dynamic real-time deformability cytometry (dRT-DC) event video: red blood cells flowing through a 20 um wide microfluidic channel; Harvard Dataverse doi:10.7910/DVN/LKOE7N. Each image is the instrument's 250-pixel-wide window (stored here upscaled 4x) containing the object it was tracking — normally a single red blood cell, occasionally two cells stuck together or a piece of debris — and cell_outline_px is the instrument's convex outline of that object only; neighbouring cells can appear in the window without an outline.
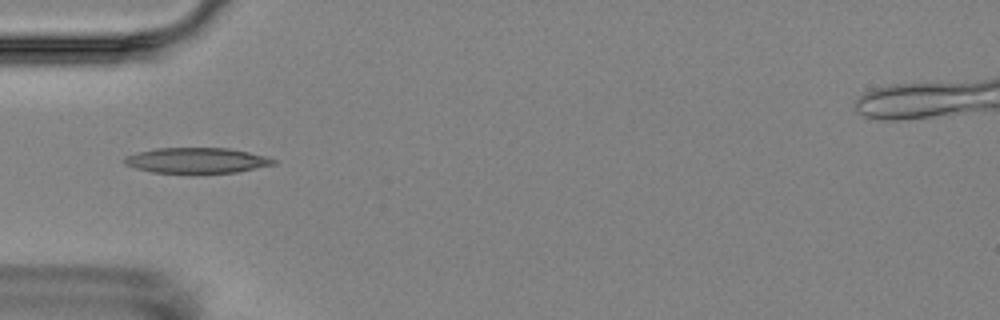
{"species": "Egyptian fruit bat (a non-hibernating species)", "species_latin": "Rousettus aegyptiacus", "temperature_condition": "room temperature", "stored_images_in_passage": 2, "camera_frame_rate_fps": 3000, "um_per_image_px": 0.085, "animal": {"sex": "female"}, "frame": {"image": 1, "passage_image": 1, "time_ms": 0.0, "image_size_px": [1000, 320], "cell_outline_px": [[276, 164], [236, 172], [196, 176], [152, 172], [136, 168], [124, 164], [124, 156], [136, 152], [156, 148], [228, 148], [268, 156], [276, 160]], "centroid_in_image_um": [16.71, 13.68], "position_along_channel_um": 68.3, "area_um2": 23.12}}
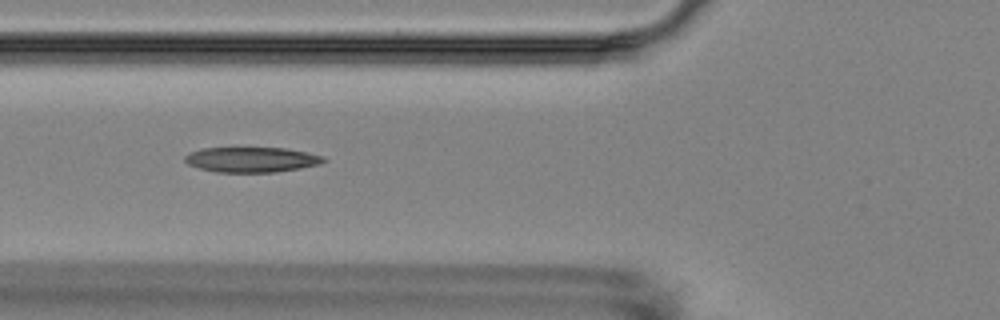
{"frame": {"image": 2, "passage_image": 2, "time_ms": 1.0, "image_size_px": [1000, 320], "cell_outline_px": [[328, 160], [320, 164], [300, 168], [276, 172], [216, 172], [200, 168], [188, 164], [184, 160], [184, 156], [188, 152], [200, 148], [284, 148], [324, 156]], "centroid_in_image_um": [21.36, 13.57], "position_along_channel_um": 104.4, "area_um2": 20.35}}